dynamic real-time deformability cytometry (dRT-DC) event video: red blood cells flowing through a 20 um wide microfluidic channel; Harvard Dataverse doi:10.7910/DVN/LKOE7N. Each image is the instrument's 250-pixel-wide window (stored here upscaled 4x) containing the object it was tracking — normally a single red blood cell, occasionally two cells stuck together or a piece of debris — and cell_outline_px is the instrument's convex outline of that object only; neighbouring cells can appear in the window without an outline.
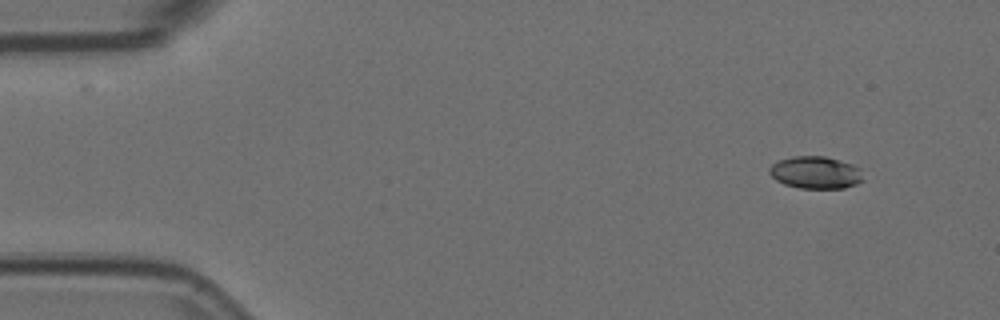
{"species": "Egyptian fruit bat (a non-hibernating species)", "species_latin": "Rousettus aegyptiacus", "temperature_condition": "room temperature", "stored_images_in_passage": 51, "camera_frame_rate_fps": 3000, "um_per_image_px": 0.085, "animal": {"sex": "female"}, "frame": {"image": 1, "passage_image": 1, "time_ms": 0.0, "image_size_px": [1000, 320], "cell_outline_px": [[864, 180], [856, 184], [844, 188], [800, 188], [784, 184], [776, 180], [768, 172], [768, 168], [772, 164], [780, 160], [792, 156], [824, 156], [852, 164], [860, 168]], "centroid_in_image_um": [69.32, 14.66], "position_along_channel_um": 15.7, "area_um2": 17.69}}
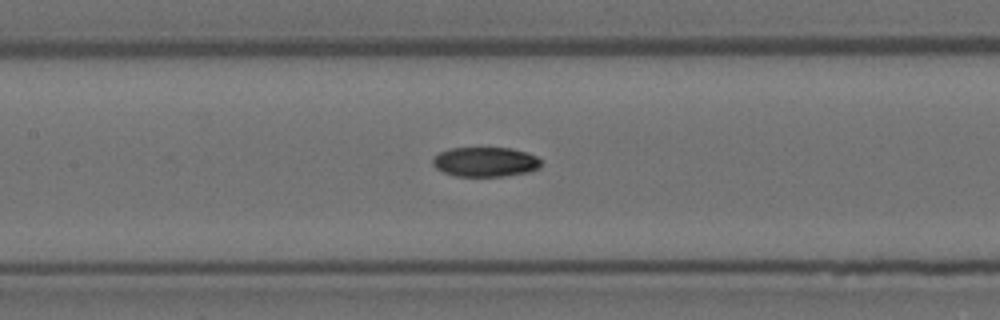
{"frame": {"image": 2, "passage_image": 22, "time_ms": 7.0, "image_size_px": [1000, 320], "cell_outline_px": [[540, 168], [528, 172], [504, 176], [456, 176], [444, 172], [436, 168], [432, 164], [432, 160], [440, 152], [448, 148], [512, 148], [528, 152], [536, 156], [540, 160]], "centroid_in_image_um": [41.26, 13.75], "position_along_channel_um": 166.1, "area_um2": 18.73}}
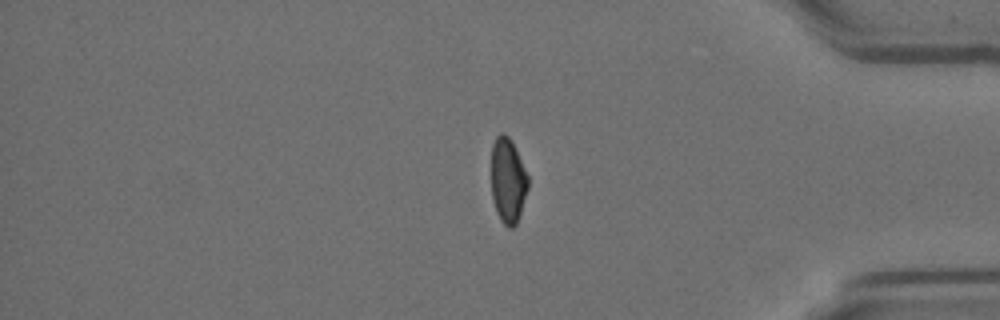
{"frame": {"image": 3, "passage_image": 43, "time_ms": 14.0, "image_size_px": [1000, 320], "cell_outline_px": [[528, 188], [516, 224], [512, 228], [508, 228], [500, 220], [496, 212], [492, 200], [492, 144], [496, 136], [500, 132], [504, 132], [512, 140], [528, 176]], "centroid_in_image_um": [43.16, 15.32], "position_along_channel_um": 392.0, "area_um2": 18.26}, "authors_computed_cell_mechanics": {"area_um2": 18.9006, "velocity_mm_per_s": 3.6019, "shape_relaxation_time_tau1_ms": 10.5721, "shape_relaxation_time_tau2_ms": null, "deformation_change_tau1": 0.2321, "deformation_change_tau2": null}}